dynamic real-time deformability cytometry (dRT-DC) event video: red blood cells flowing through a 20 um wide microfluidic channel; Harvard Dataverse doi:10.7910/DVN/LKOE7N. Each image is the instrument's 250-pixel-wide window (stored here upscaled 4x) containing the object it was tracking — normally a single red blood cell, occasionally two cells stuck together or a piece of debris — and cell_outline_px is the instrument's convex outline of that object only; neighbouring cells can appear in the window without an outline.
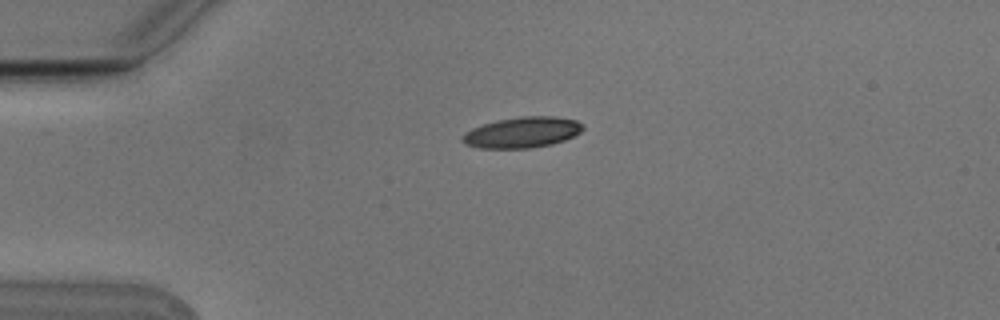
{"species": "Egyptian fruit bat (a non-hibernating species)", "species_latin": "Rousettus aegyptiacus", "temperature_condition": "cold", "stored_images_in_passage": 3, "camera_frame_rate_fps": 3000, "um_per_image_px": 0.085, "animal": {"sex": "male"}, "frame": {"image": 1, "passage_image": 3, "time_ms": 0.667, "image_size_px": [1000, 320], "cell_outline_px": [[584, 128], [580, 132], [564, 140], [552, 144], [532, 148], [480, 148], [464, 144], [460, 140], [460, 136], [464, 132], [472, 128], [496, 120], [520, 116], [556, 116], [576, 120], [584, 124]], "centroid_in_image_um": [44.36, 11.25], "position_along_channel_um": 40.6, "area_um2": 21.85}}